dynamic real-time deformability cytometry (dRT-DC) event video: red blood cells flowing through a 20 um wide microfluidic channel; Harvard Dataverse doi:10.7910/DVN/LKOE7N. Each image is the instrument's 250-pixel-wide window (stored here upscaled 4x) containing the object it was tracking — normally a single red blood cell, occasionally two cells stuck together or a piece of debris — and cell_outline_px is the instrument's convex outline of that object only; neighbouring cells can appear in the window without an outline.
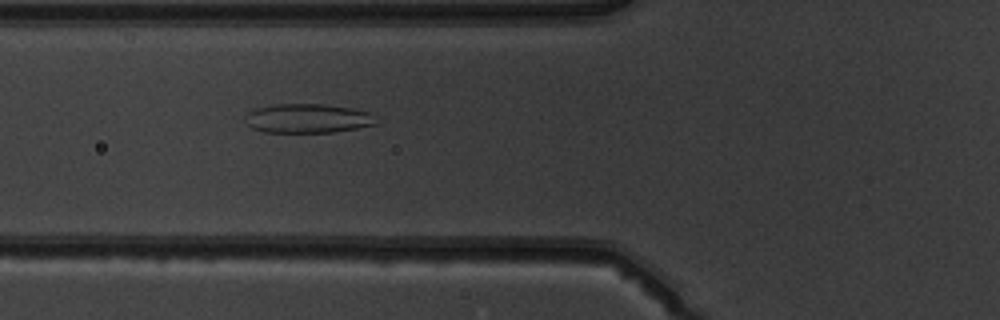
{"species": "common noctule bat (a hibernating species)", "species_latin": "Nyctalus noctula", "temperature_condition": "warm", "stored_images_in_passage": 3, "camera_frame_rate_fps": 3000, "um_per_image_px": 0.085, "animal": {"sex": "male", "body_mass_g": 19.5, "forearm_length_mm": 54.6}, "frame": {"image": 1, "passage_image": 3, "time_ms": 2.333, "image_size_px": [1000, 320], "cell_outline_px": [[376, 124], [356, 128], [332, 132], [264, 132], [252, 128], [248, 124], [244, 116], [248, 112], [256, 108], [276, 104], [324, 104], [352, 108], [368, 112]], "centroid_in_image_um": [26.09, 10.06], "position_along_channel_um": 99.7, "area_um2": 21.96}}